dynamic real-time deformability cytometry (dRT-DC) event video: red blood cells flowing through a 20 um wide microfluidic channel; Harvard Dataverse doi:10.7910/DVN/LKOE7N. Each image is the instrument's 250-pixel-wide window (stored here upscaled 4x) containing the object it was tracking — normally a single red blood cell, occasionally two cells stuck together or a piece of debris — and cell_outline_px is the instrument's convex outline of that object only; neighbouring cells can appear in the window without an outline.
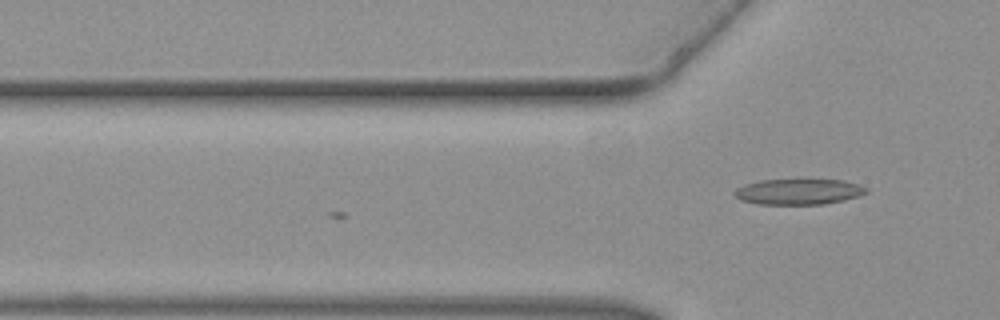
{"species": "common noctule bat (a hibernating species)", "species_latin": "Nyctalus noctula", "temperature_condition": "warm", "stored_images_in_passage": 2, "camera_frame_rate_fps": 3000, "um_per_image_px": 0.085, "animal": {"sex": "female", "body_mass_g": 19.3, "forearm_length_mm": 54.1}, "frame": {"image": 1, "passage_image": 2, "time_ms": 0.333, "image_size_px": [1000, 320], "cell_outline_px": [[868, 192], [860, 196], [844, 200], [824, 204], [760, 204], [740, 200], [732, 192], [736, 188], [744, 184], [760, 180], [844, 180], [868, 188]], "centroid_in_image_um": [67.87, 16.29], "position_along_channel_um": 57.9, "area_um2": 19.71}}